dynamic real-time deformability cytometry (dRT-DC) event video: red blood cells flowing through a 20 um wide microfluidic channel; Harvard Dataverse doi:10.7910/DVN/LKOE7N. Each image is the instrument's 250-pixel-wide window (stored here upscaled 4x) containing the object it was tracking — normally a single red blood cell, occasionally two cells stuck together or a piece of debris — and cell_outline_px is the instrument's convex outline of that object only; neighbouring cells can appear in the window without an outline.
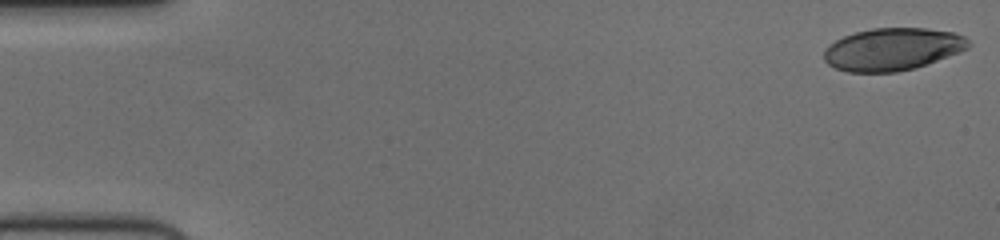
{"species": "human", "species_latin": "Homo sapiens", "temperature_condition": "cold", "stored_images_in_passage": 56, "camera_frame_rate_fps": 3000, "um_per_image_px": 0.085, "donor": {"sex": "female"}, "frame": {"image": 1, "passage_image": 1, "time_ms": 0.0, "image_size_px": [1000, 240], "cell_outline_px": [[972, 44], [968, 48], [960, 52], [916, 68], [896, 72], [848, 72], [836, 68], [828, 64], [824, 60], [824, 48], [828, 44], [844, 36], [856, 32], [872, 28], [924, 28], [952, 32], [964, 36]], "centroid_in_image_um": [75.86, 4.19], "position_along_channel_um": 9.1, "area_um2": 35.84}}
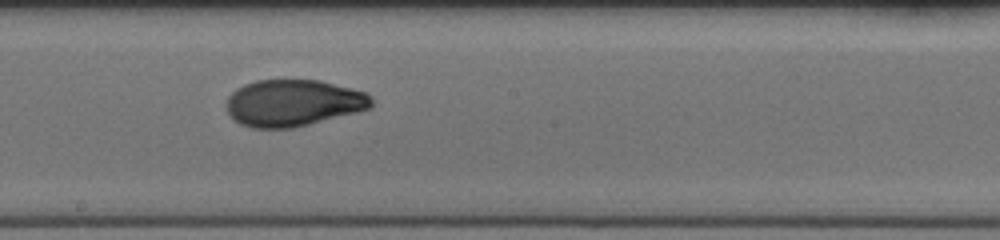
{"frame": {"image": 2, "passage_image": 31, "time_ms": 10.0, "image_size_px": [1000, 240], "cell_outline_px": [[372, 108], [292, 128], [252, 128], [240, 124], [228, 112], [228, 96], [236, 88], [244, 84], [256, 80], [320, 80], [368, 92], [372, 96]], "centroid_in_image_um": [24.95, 8.74], "position_along_channel_um": 223.2, "area_um2": 39.42}}
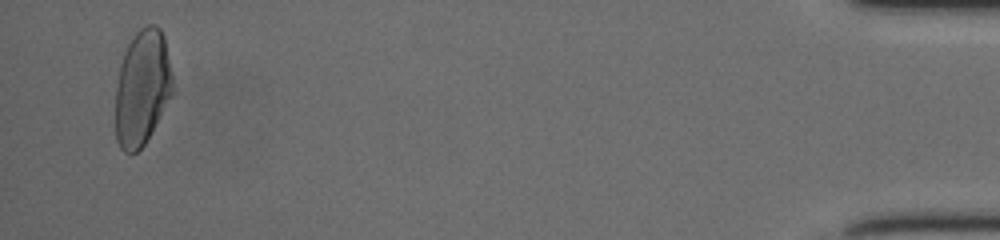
{"frame": {"image": 3, "passage_image": 54, "time_ms": 17.667, "image_size_px": [1000, 240], "cell_outline_px": [[172, 92], [144, 144], [136, 152], [124, 152], [120, 148], [116, 140], [116, 84], [120, 64], [124, 52], [128, 44], [136, 32], [144, 24], [156, 24], [160, 28], [164, 36], [172, 76]], "centroid_in_image_um": [12.06, 7.41], "position_along_channel_um": 423.1, "area_um2": 38.09}, "authors_computed_cell_mechanics": {"area_um2": 38.6682, "velocity_mm_per_s": 3.7141, "shape_relaxation_time_tau1_ms": 7.0777, "shape_relaxation_time_tau2_ms": 1.2309, "deformation_change_tau1": 0.2349, "deformation_change_tau2": 0.0558}}